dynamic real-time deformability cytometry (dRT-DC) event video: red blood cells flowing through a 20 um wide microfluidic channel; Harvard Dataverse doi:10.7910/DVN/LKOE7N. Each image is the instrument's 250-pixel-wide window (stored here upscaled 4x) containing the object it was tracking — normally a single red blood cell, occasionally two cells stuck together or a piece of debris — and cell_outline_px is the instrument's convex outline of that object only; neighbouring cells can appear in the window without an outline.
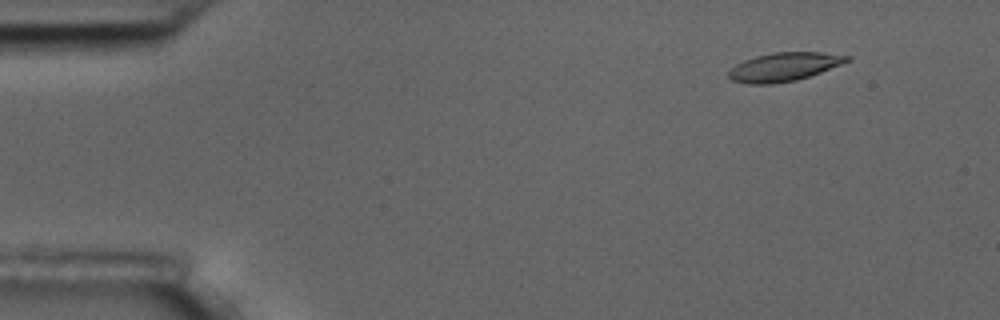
{"species": "common noctule bat (a hibernating species)", "species_latin": "Nyctalus noctula", "temperature_condition": "room temperature", "stored_images_in_passage": 5, "camera_frame_rate_fps": 3000, "um_per_image_px": 0.085, "animal": {"sex": "male", "body_mass_g": 17.5, "forearm_length_mm": 52.3}, "frame": {"image": 1, "passage_image": 2, "time_ms": 1.0, "image_size_px": [1000, 320], "cell_outline_px": [[852, 60], [820, 72], [796, 80], [772, 84], [748, 84], [732, 80], [728, 76], [728, 72], [736, 64], [744, 60], [756, 56], [772, 52], [820, 52], [852, 56]], "centroid_in_image_um": [66.65, 5.68], "position_along_channel_um": 18.4, "area_um2": 19.65}}
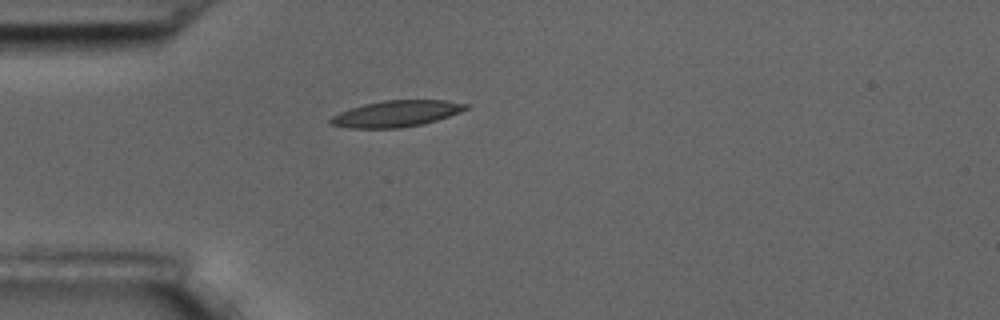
{"frame": {"image": 2, "passage_image": 5, "time_ms": 4.333, "image_size_px": [1000, 320], "cell_outline_px": [[472, 104], [468, 108], [460, 112], [424, 124], [400, 128], [348, 128], [328, 124], [328, 120], [332, 116], [340, 112], [364, 104], [384, 100], [448, 100]], "centroid_in_image_um": [33.7, 9.66], "position_along_channel_um": 51.3, "area_um2": 20.87}}